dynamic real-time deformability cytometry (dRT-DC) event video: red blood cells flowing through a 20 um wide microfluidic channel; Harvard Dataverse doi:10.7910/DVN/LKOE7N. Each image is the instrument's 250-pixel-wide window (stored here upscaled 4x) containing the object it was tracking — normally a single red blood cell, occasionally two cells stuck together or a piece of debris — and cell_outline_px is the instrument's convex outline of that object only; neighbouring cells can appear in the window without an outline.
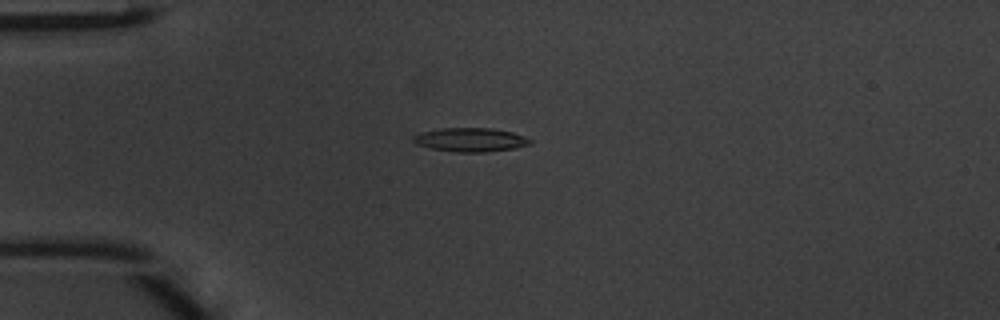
{"species": "common noctule bat (a hibernating species)", "species_latin": "Nyctalus noctula", "temperature_condition": "warm", "stored_images_in_passage": 37, "camera_frame_rate_fps": 3000, "um_per_image_px": 0.085, "animal": {"sex": "male", "body_mass_g": 20.1, "forearm_length_mm": 53.5}, "frame": {"image": 1, "passage_image": 2, "time_ms": 0.333, "image_size_px": [1000, 320], "cell_outline_px": [[532, 144], [516, 148], [484, 152], [456, 152], [432, 148], [416, 144], [412, 140], [412, 136], [424, 132], [440, 128], [492, 128], [512, 132], [524, 136], [532, 140]], "centroid_in_image_um": [40.02, 11.88], "position_along_channel_um": 45.0, "area_um2": 16.18}}
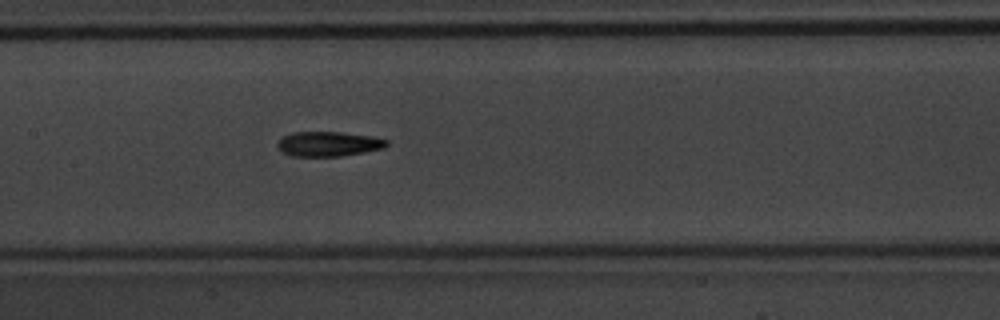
{"frame": {"image": 2, "passage_image": 13, "time_ms": 4.0, "image_size_px": [1000, 320], "cell_outline_px": [[388, 144], [384, 148], [364, 152], [340, 156], [292, 156], [280, 152], [276, 148], [276, 144], [284, 136], [292, 132], [340, 132], [372, 136], [388, 140]], "centroid_in_image_um": [27.89, 12.24], "position_along_channel_um": 179.5, "area_um2": 15.84}}
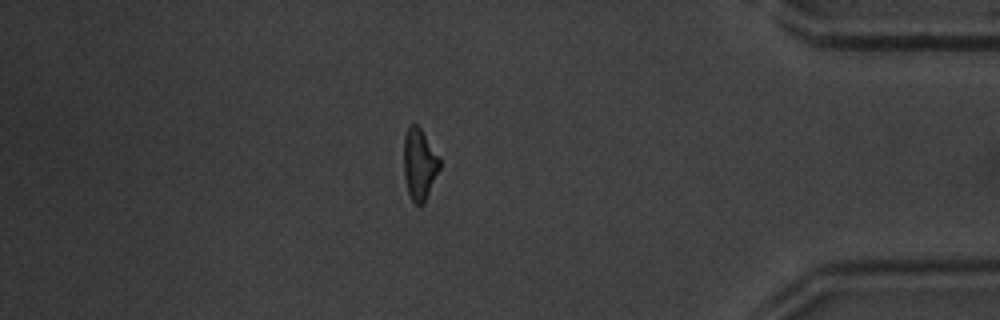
{"frame": {"image": 3, "passage_image": 31, "time_ms": 10.0, "image_size_px": [1000, 320], "cell_outline_px": [[440, 168], [424, 204], [416, 204], [412, 200], [408, 192], [404, 176], [404, 136], [408, 124], [416, 124], [420, 128], [440, 160]], "centroid_in_image_um": [35.63, 13.96], "position_along_channel_um": 399.6, "area_um2": 14.74}, "authors_computed_cell_mechanics": {"area_um2": 15.606, "velocity_mm_per_s": 4.2252, "shape_relaxation_time_tau1_ms": 4.2166, "shape_relaxation_time_tau2_ms": 5.5147, "deformation_change_tau1": 0.1857, "deformation_change_tau2": 0.1604}}